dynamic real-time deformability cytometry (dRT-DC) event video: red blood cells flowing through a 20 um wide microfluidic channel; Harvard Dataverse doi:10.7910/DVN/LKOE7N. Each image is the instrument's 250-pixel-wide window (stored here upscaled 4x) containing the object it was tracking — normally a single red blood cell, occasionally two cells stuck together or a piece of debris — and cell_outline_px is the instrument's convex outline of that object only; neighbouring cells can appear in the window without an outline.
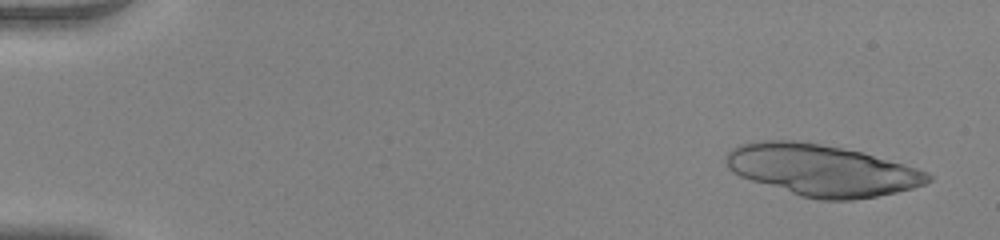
{"species": "human", "species_latin": "Homo sapiens", "temperature_condition": "warm", "stored_images_in_passage": 36, "camera_frame_rate_fps": 3000, "um_per_image_px": 0.085, "donor": {"sex": "female"}, "frame": {"image": 1, "passage_image": 3, "time_ms": 0.667, "image_size_px": [1000, 240], "cell_outline_px": [[932, 180], [924, 184], [912, 188], [896, 192], [876, 196], [852, 200], [820, 200], [800, 196], [740, 176], [732, 172], [728, 168], [724, 160], [728, 152], [732, 148], [740, 144], [764, 140], [796, 140], [820, 144], [864, 152], [904, 164], [928, 172], [932, 176]], "centroid_in_image_um": [69.85, 14.46], "position_along_channel_um": 15.1, "area_um2": 60.4}}
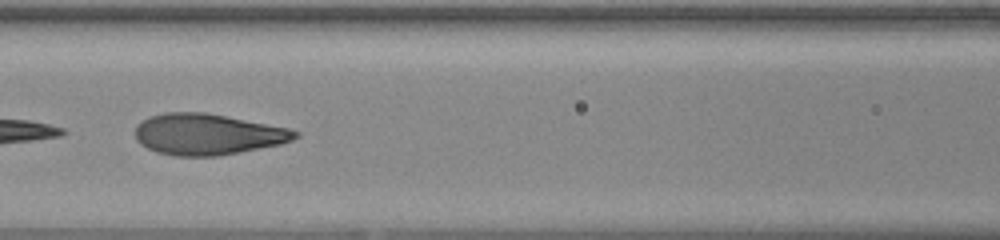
{"frame": {"image": 2, "passage_image": 25, "time_ms": 8.0, "image_size_px": [1000, 240], "cell_outline_px": [[300, 136], [292, 140], [280, 144], [240, 152], [216, 156], [176, 156], [156, 152], [140, 144], [136, 140], [136, 124], [148, 116], [164, 112], [204, 112], [288, 128], [300, 132]], "centroid_in_image_um": [17.61, 11.41], "position_along_channel_um": 149.0, "area_um2": 38.26}}
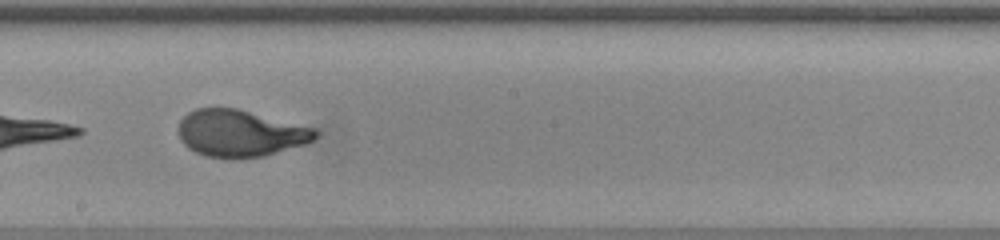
{"frame": {"image": 3, "passage_image": 31, "time_ms": 10.0, "image_size_px": [1000, 240], "cell_outline_px": [[320, 136], [304, 144], [264, 156], [204, 156], [188, 148], [180, 140], [176, 132], [176, 128], [180, 120], [188, 112], [196, 108], [236, 108], [320, 128]], "centroid_in_image_um": [20.44, 11.29], "position_along_channel_um": 227.8, "area_um2": 37.51}}